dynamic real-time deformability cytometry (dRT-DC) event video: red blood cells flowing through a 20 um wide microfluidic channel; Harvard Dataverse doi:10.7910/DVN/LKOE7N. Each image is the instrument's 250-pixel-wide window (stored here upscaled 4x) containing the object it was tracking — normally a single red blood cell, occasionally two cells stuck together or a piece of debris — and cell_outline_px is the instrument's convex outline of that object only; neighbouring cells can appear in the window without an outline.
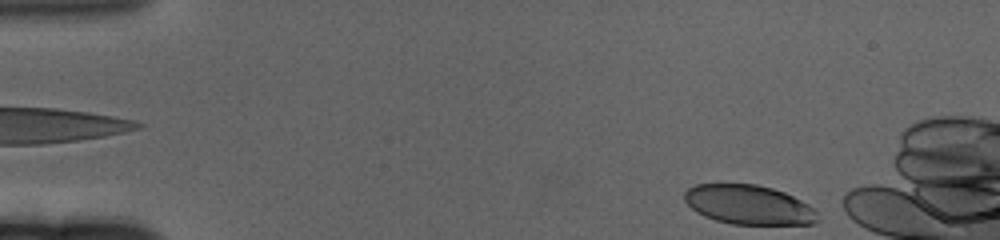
{"species": "human", "species_latin": "Homo sapiens", "temperature_condition": "cold", "stored_images_in_passage": 49, "camera_frame_rate_fps": 3000, "um_per_image_px": 0.085, "donor": {"sex": "female"}, "frame": {"image": 1, "passage_image": 1, "time_ms": 0.0, "image_size_px": [1000, 240], "cell_outline_px": [[820, 220], [812, 224], [732, 224], [716, 220], [704, 216], [696, 212], [684, 200], [684, 192], [688, 188], [696, 184], [756, 184], [772, 188], [784, 192], [808, 204], [816, 212]], "centroid_in_image_um": [63.63, 17.4], "position_along_channel_um": 21.4, "area_um2": 30.52}}
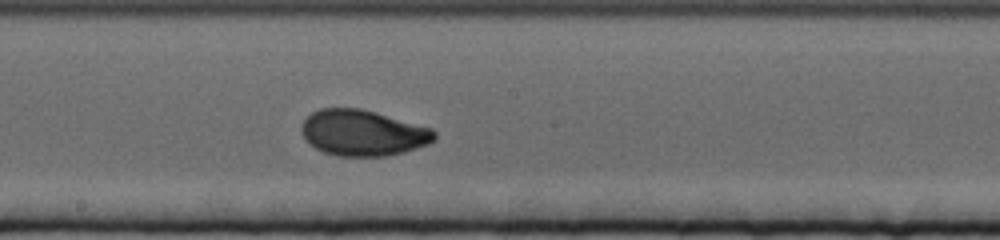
{"frame": {"image": 2, "passage_image": 28, "time_ms": 9.0, "image_size_px": [1000, 240], "cell_outline_px": [[436, 140], [428, 144], [404, 152], [388, 156], [336, 156], [324, 152], [308, 144], [304, 140], [300, 132], [300, 128], [304, 120], [312, 112], [320, 108], [360, 108], [376, 112], [432, 128], [436, 132]], "centroid_in_image_um": [30.83, 11.3], "position_along_channel_um": 217.4, "area_um2": 35.89}}
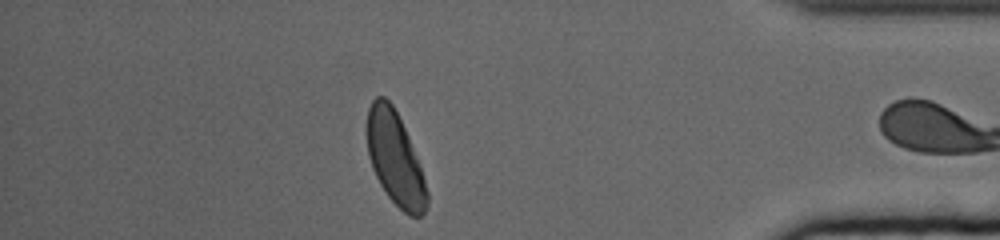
{"frame": {"image": 3, "passage_image": 48, "time_ms": 15.667, "image_size_px": [1000, 240], "cell_outline_px": [[428, 204], [424, 212], [420, 216], [408, 216], [388, 196], [380, 184], [372, 168], [368, 156], [368, 108], [372, 100], [376, 96], [384, 96], [392, 104], [408, 136], [420, 168], [428, 192]], "centroid_in_image_um": [33.58, 13.5], "position_along_channel_um": 401.6, "area_um2": 31.91}, "authors_computed_cell_mechanics": {"area_um2": 34.391, "velocity_mm_per_s": 3.2784, "shape_relaxation_time_tau1_ms": 3.2119, "shape_relaxation_time_tau2_ms": null, "deformation_change_tau1": 0.144, "deformation_change_tau2": null}}